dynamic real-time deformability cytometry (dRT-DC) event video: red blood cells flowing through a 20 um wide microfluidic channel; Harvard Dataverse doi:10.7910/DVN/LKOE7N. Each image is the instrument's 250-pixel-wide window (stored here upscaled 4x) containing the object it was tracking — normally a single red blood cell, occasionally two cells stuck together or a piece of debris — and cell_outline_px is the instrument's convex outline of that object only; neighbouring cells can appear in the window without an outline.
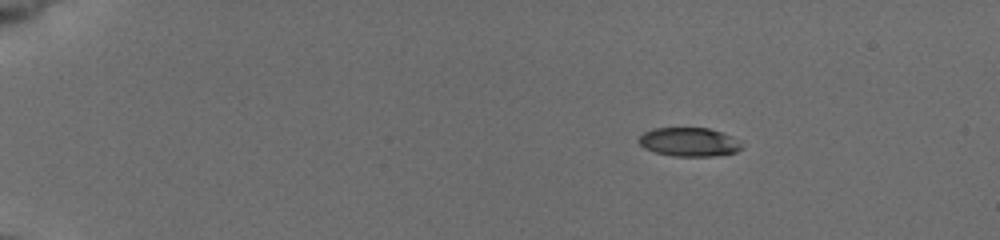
{"species": "common noctule bat (a hibernating species)", "species_latin": "Nyctalus noctula", "temperature_condition": "cold", "stored_images_in_passage": 10, "camera_frame_rate_fps": 3000, "um_per_image_px": 0.085, "animal": {"sex": "female", "body_mass_g": 19.5, "forearm_length_mm": 54.1}, "frame": {"image": 1, "passage_image": 5, "time_ms": 1.333, "image_size_px": [1000, 240], "cell_outline_px": [[740, 148], [736, 152], [712, 156], [676, 156], [656, 152], [644, 148], [636, 140], [644, 132], [652, 128], [708, 128], [724, 132], [732, 136], [740, 144]], "centroid_in_image_um": [58.53, 12.06], "position_along_channel_um": 26.5, "area_um2": 17.17}}
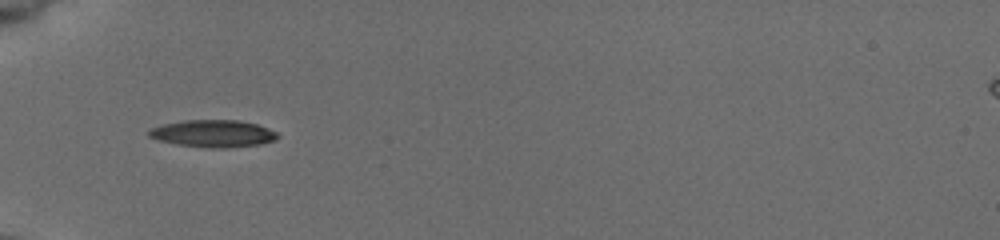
{"frame": {"image": 2, "passage_image": 9, "time_ms": 2.667, "image_size_px": [1000, 240], "cell_outline_px": [[280, 136], [276, 140], [260, 144], [224, 148], [208, 148], [176, 144], [160, 140], [148, 136], [148, 128], [160, 124], [180, 120], [240, 120], [256, 124], [268, 128], [276, 132]], "centroid_in_image_um": [18.09, 11.34], "position_along_channel_um": 66.9, "area_um2": 20.63}}